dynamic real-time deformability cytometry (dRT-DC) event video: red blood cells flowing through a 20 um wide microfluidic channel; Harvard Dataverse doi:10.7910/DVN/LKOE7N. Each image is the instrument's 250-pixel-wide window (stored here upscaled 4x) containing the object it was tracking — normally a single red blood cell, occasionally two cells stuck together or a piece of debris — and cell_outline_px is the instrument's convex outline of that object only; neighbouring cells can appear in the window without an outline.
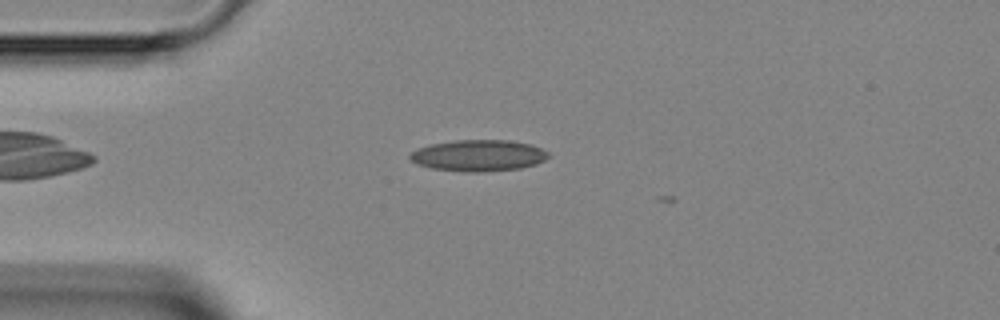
{"species": "Egyptian fruit bat (a non-hibernating species)", "species_latin": "Rousettus aegyptiacus", "temperature_condition": "room temperature", "stored_images_in_passage": 5, "camera_frame_rate_fps": 3000, "um_per_image_px": 0.085, "animal": {"sex": "female"}, "frame": {"image": 1, "passage_image": 3, "time_ms": 0.667, "image_size_px": [1000, 320], "cell_outline_px": [[552, 156], [536, 164], [520, 168], [480, 172], [468, 172], [432, 168], [416, 164], [408, 156], [416, 148], [432, 144], [456, 140], [512, 140], [532, 144], [548, 152]], "centroid_in_image_um": [40.7, 13.21], "position_along_channel_um": 44.3, "area_um2": 25.37}}